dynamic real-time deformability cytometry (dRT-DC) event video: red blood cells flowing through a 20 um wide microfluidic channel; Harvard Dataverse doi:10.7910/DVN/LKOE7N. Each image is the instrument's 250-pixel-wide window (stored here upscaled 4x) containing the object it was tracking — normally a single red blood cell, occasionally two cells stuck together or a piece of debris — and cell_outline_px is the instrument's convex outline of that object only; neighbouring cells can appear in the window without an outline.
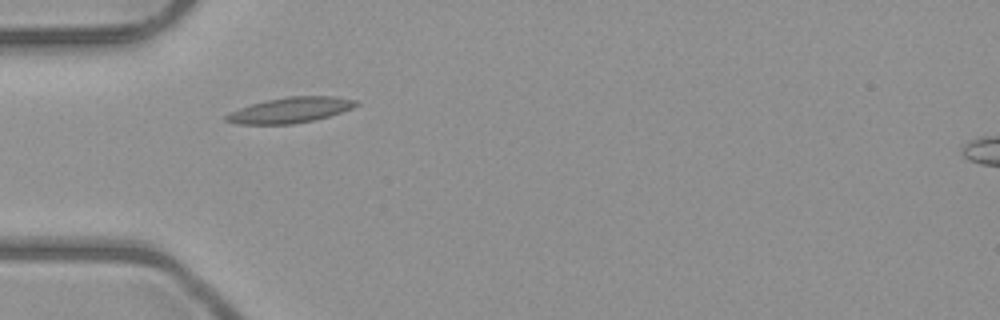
{"species": "common noctule bat (a hibernating species)", "species_latin": "Nyctalus noctula", "temperature_condition": "room temperature", "stored_images_in_passage": 6, "camera_frame_rate_fps": 3000, "um_per_image_px": 0.085, "animal": {"sex": "male", "body_mass_g": 23.1, "forearm_length_mm": 52.7}, "frame": {"image": 1, "passage_image": 5, "time_ms": 4.667, "image_size_px": [1000, 320], "cell_outline_px": [[360, 104], [352, 108], [328, 116], [312, 120], [292, 124], [240, 124], [224, 120], [224, 116], [240, 108], [264, 100], [288, 96], [332, 96], [356, 100]], "centroid_in_image_um": [24.68, 9.35], "position_along_channel_um": 60.3, "area_um2": 19.07}}
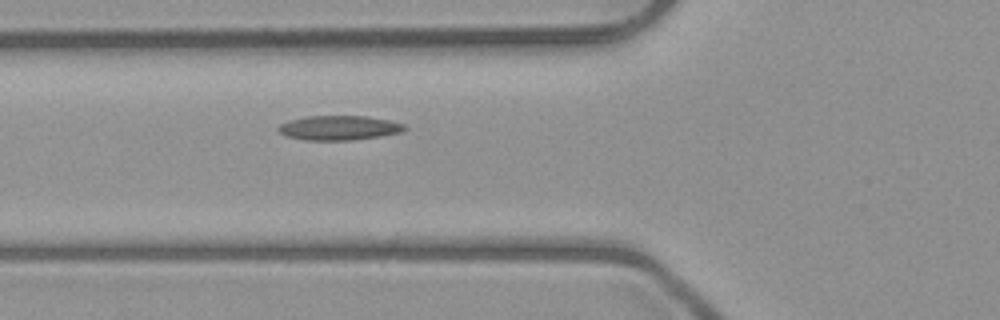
{"frame": {"image": 2, "passage_image": 6, "time_ms": 5.667, "image_size_px": [1000, 320], "cell_outline_px": [[408, 128], [400, 132], [380, 136], [352, 140], [304, 140], [284, 136], [276, 128], [280, 124], [288, 120], [304, 116], [368, 116], [388, 120], [404, 124]], "centroid_in_image_um": [28.77, 10.86], "position_along_channel_um": 97.0, "area_um2": 18.15}}